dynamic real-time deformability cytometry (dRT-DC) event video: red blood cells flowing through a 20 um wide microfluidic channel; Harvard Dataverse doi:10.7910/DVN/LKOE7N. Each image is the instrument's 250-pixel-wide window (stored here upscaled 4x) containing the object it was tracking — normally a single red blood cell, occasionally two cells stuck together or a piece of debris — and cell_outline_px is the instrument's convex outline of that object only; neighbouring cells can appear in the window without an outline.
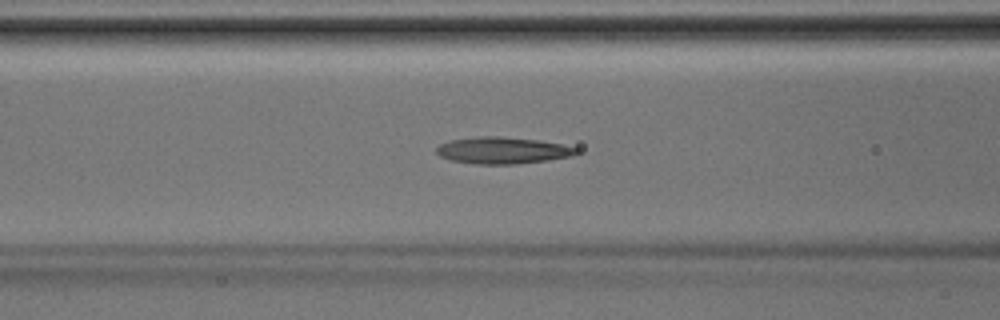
{"species": "Egyptian fruit bat (a non-hibernating species)", "species_latin": "Rousettus aegyptiacus", "temperature_condition": "room temperature", "stored_images_in_passage": 42, "camera_frame_rate_fps": 3000, "um_per_image_px": 0.085, "animal": {"sex": "male"}, "frame": {"image": 1, "passage_image": 17, "time_ms": 5.333, "image_size_px": [1000, 320], "cell_outline_px": [[580, 152], [572, 156], [548, 160], [516, 164], [476, 164], [452, 160], [440, 156], [436, 152], [436, 148], [440, 144], [448, 140], [480, 136], [500, 136], [540, 140], [580, 148]], "centroid_in_image_um": [42.74, 12.78], "position_along_channel_um": 123.9, "area_um2": 21.91}}
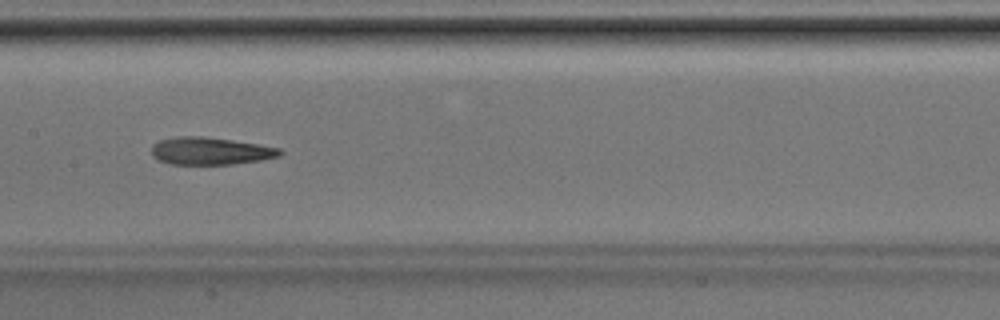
{"frame": {"image": 2, "passage_image": 21, "time_ms": 6.667, "image_size_px": [1000, 320], "cell_outline_px": [[284, 152], [280, 156], [260, 160], [232, 164], [168, 164], [152, 156], [152, 144], [160, 140], [176, 136], [204, 136], [260, 144], [280, 148]], "centroid_in_image_um": [17.89, 12.83], "position_along_channel_um": 189.5, "area_um2": 20.63}}
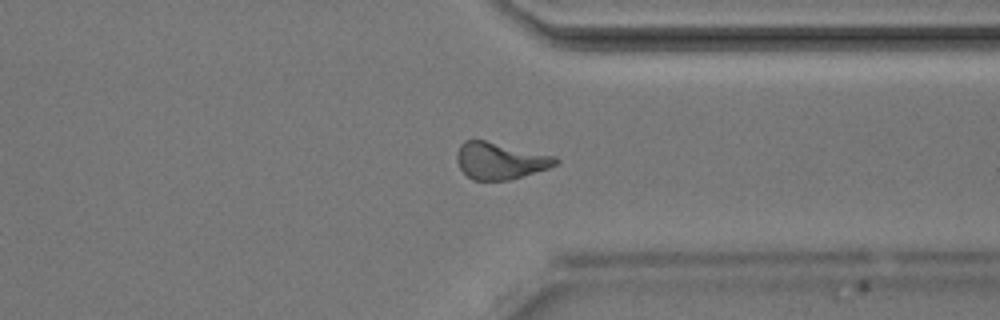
{"frame": {"image": 3, "passage_image": 32, "time_ms": 10.333, "image_size_px": [1000, 320], "cell_outline_px": [[560, 160], [556, 164], [548, 168], [508, 180], [472, 180], [460, 168], [456, 160], [456, 156], [460, 144], [464, 140], [484, 140], [556, 156]], "centroid_in_image_um": [42.49, 13.66], "position_along_channel_um": 368.9, "area_um2": 20.98}}